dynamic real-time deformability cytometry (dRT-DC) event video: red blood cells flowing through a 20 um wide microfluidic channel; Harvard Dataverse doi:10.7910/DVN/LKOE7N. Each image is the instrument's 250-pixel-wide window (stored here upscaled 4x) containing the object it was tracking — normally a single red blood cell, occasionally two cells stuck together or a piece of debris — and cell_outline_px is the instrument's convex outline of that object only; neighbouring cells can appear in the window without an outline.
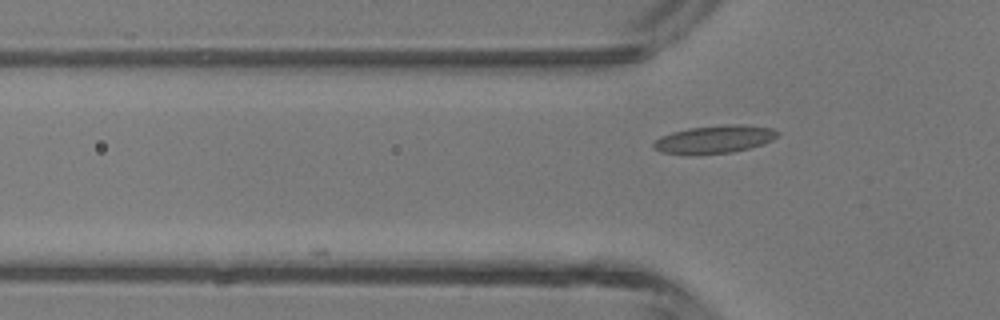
{"species": "common noctule bat (a hibernating species)", "species_latin": "Nyctalus noctula", "temperature_condition": "room temperature", "stored_images_in_passage": 3, "camera_frame_rate_fps": 3000, "um_per_image_px": 0.085, "animal": {"sex": "male", "body_mass_g": 13.3}, "frame": {"image": 1, "passage_image": 3, "time_ms": 0.667, "image_size_px": [1000, 320], "cell_outline_px": [[780, 132], [772, 140], [764, 144], [732, 152], [688, 156], [660, 152], [652, 148], [652, 144], [660, 136], [672, 132], [688, 128], [724, 124], [744, 124], [772, 128]], "centroid_in_image_um": [60.68, 11.85], "position_along_channel_um": 65.1, "area_um2": 20.63}}